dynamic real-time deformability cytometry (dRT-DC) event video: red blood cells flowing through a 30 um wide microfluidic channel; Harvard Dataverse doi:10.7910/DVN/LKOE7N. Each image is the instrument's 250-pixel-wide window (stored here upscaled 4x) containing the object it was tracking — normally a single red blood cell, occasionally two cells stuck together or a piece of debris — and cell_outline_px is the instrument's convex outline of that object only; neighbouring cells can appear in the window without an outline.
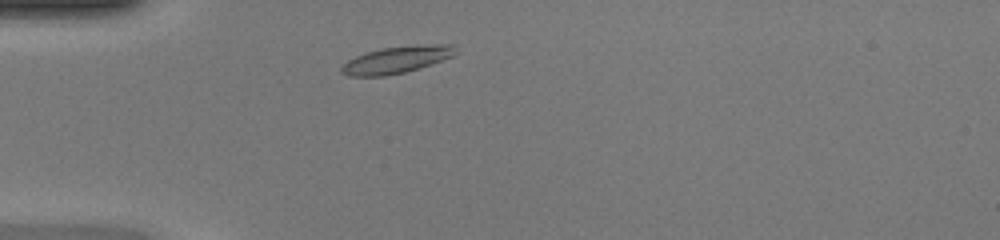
{"species": "common noctule bat (a hibernating species)", "species_latin": "Nyctalus noctula", "temperature_condition": "warm", "stored_images_in_passage": 37, "camera_frame_rate_fps": 3000, "um_per_image_px": 0.085, "animal": {"sex": "female", "body_mass_g": 20.0, "forearm_length_mm": 54.0}, "frame": {"image": 1, "passage_image": 3, "time_ms": 0.667, "image_size_px": [1000, 240], "cell_outline_px": [[460, 52], [452, 56], [420, 68], [404, 72], [384, 76], [348, 76], [340, 72], [340, 68], [348, 60], [356, 56], [380, 48], [436, 44], [452, 44]], "centroid_in_image_um": [33.72, 5.08], "position_along_channel_um": 51.3, "area_um2": 17.74}}
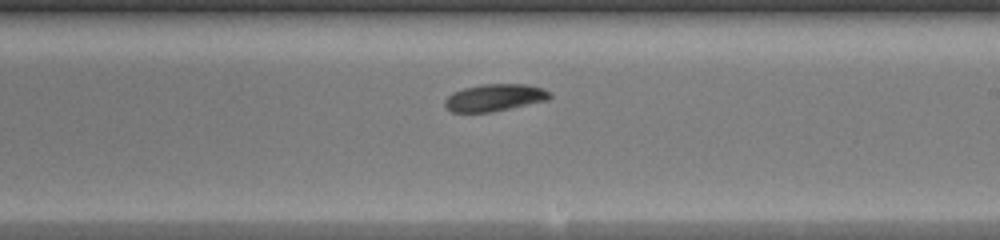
{"frame": {"image": 2, "passage_image": 18, "time_ms": 5.667, "image_size_px": [1000, 240], "cell_outline_px": [[552, 96], [548, 100], [492, 112], [452, 112], [444, 104], [444, 100], [452, 92], [464, 88], [480, 84], [528, 84], [544, 88]], "centroid_in_image_um": [42.05, 8.29], "position_along_channel_um": 247.0, "area_um2": 16.65}}
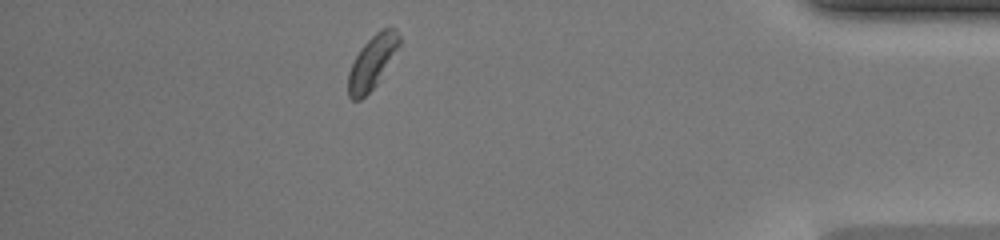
{"frame": {"image": 3, "passage_image": 32, "time_ms": 10.333, "image_size_px": [1000, 240], "cell_outline_px": [[400, 44], [376, 84], [360, 100], [352, 100], [348, 96], [348, 72], [360, 48], [380, 28], [396, 28], [400, 36]], "centroid_in_image_um": [31.62, 5.27], "position_along_channel_um": 403.6, "area_um2": 15.49}, "authors_computed_cell_mechanics": {"area_um2": 16.8776, "velocity_mm_per_s": 4.2257, "shape_relaxation_time_tau1_ms": 7.8, "shape_relaxation_time_tau2_ms": null, "deformation_change_tau1": 0.1794, "deformation_change_tau2": null}}